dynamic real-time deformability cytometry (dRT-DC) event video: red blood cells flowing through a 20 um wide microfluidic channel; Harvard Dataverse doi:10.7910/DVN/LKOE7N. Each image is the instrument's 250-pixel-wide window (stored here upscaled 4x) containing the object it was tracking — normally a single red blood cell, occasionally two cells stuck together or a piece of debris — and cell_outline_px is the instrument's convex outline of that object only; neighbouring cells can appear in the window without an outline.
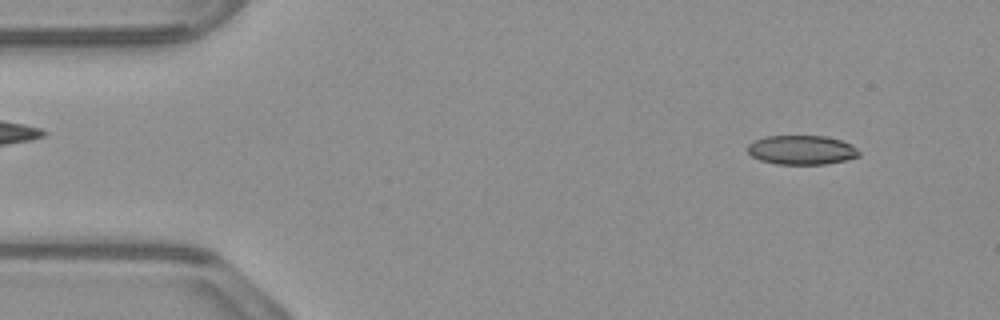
{"species": "common noctule bat (a hibernating species)", "species_latin": "Nyctalus noctula", "temperature_condition": "warm", "stored_images_in_passage": 51, "camera_frame_rate_fps": 3000, "um_per_image_px": 0.085, "animal": {"sex": "male", "body_mass_g": 23.1, "forearm_length_mm": 52.7}, "frame": {"image": 1, "passage_image": 4, "time_ms": 1.0, "image_size_px": [1000, 320], "cell_outline_px": [[860, 156], [844, 160], [824, 164], [776, 164], [760, 160], [752, 156], [748, 152], [748, 144], [764, 136], [824, 136], [840, 140], [856, 148], [860, 152]], "centroid_in_image_um": [68.12, 12.75], "position_along_channel_um": 16.9, "area_um2": 18.79}}
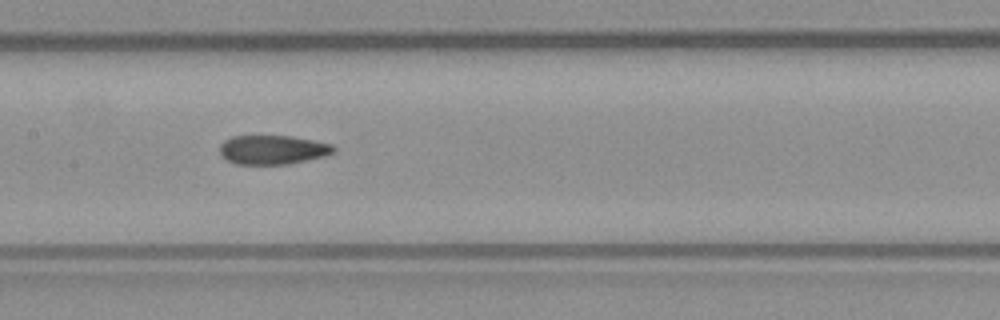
{"frame": {"image": 2, "passage_image": 24, "time_ms": 7.667, "image_size_px": [1000, 320], "cell_outline_px": [[336, 152], [324, 156], [288, 164], [236, 164], [220, 156], [220, 144], [224, 140], [232, 136], [292, 136], [332, 144], [336, 148]], "centroid_in_image_um": [23.17, 12.72], "position_along_channel_um": 184.2, "area_um2": 19.36}}
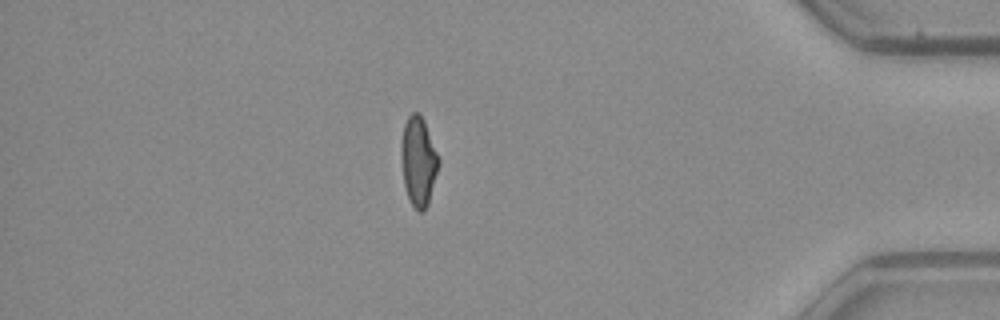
{"frame": {"image": 3, "passage_image": 44, "time_ms": 14.333, "image_size_px": [1000, 320], "cell_outline_px": [[440, 164], [428, 204], [424, 212], [420, 212], [412, 204], [408, 196], [404, 184], [400, 156], [400, 140], [404, 124], [408, 116], [412, 112], [416, 112], [424, 120], [440, 160]], "centroid_in_image_um": [35.56, 13.7], "position_along_channel_um": 399.6, "area_um2": 19.59}, "authors_computed_cell_mechanics": {"area_um2": 19.8832, "velocity_mm_per_s": 3.9041, "shape_relaxation_time_tau1_ms": null, "shape_relaxation_time_tau2_ms": 3.1424, "deformation_change_tau1": null, "deformation_change_tau2": 0.0981}}